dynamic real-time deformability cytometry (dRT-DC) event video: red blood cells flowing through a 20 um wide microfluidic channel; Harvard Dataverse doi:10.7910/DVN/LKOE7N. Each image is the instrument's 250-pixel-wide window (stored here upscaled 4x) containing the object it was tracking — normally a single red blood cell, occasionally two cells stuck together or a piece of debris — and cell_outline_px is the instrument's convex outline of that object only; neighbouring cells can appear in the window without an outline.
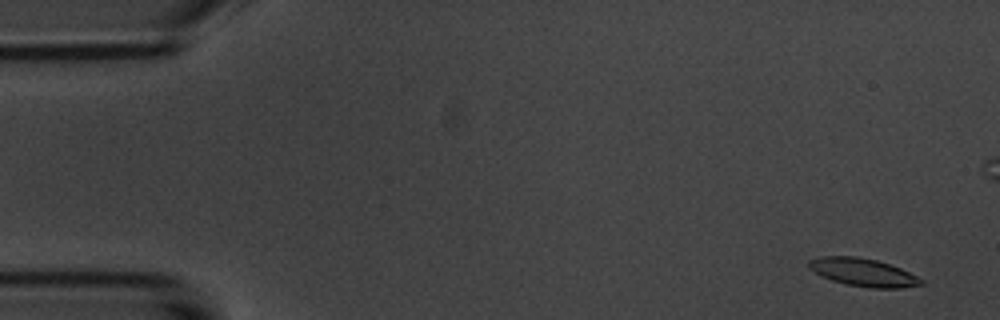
{"species": "common noctule bat (a hibernating species)", "species_latin": "Nyctalus noctula", "temperature_condition": "room temperature", "stored_images_in_passage": 56, "camera_frame_rate_fps": 3000, "um_per_image_px": 0.085, "animal": {"sex": "male", "body_mass_g": 20.1, "forearm_length_mm": 53.5}, "frame": {"image": 1, "passage_image": 3, "time_ms": 0.667, "image_size_px": [1000, 320], "cell_outline_px": [[924, 284], [900, 288], [872, 288], [848, 284], [832, 280], [820, 276], [808, 268], [808, 260], [820, 256], [856, 256], [876, 260], [900, 268], [924, 280]], "centroid_in_image_um": [73.33, 23.14], "position_along_channel_um": 11.7, "area_um2": 18.21}}
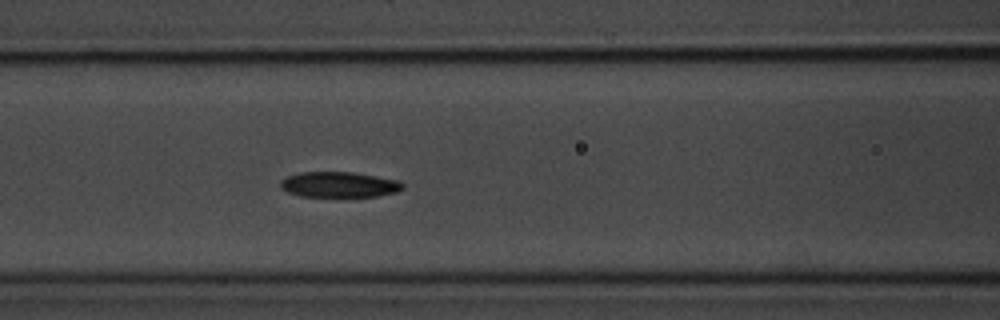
{"frame": {"image": 2, "passage_image": 23, "time_ms": 7.333, "image_size_px": [1000, 320], "cell_outline_px": [[404, 188], [396, 192], [376, 196], [300, 196], [288, 192], [280, 188], [280, 180], [288, 176], [300, 172], [352, 172], [400, 180], [404, 184]], "centroid_in_image_um": [28.83, 15.68], "position_along_channel_um": 137.8, "area_um2": 18.15}}
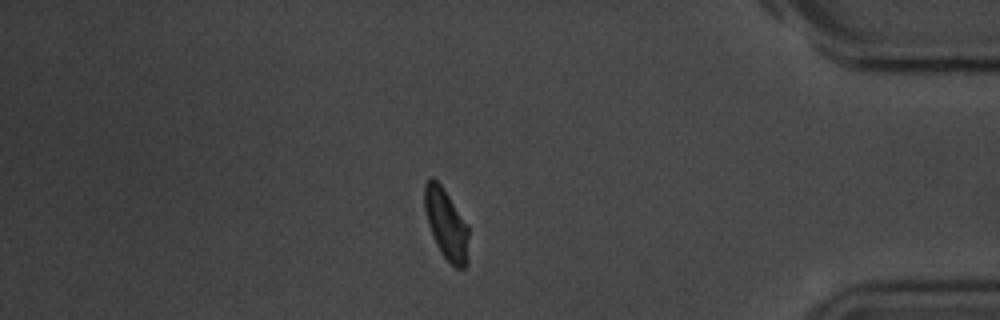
{"frame": {"image": 3, "passage_image": 47, "time_ms": 15.333, "image_size_px": [1000, 320], "cell_outline_px": [[468, 264], [464, 268], [456, 268], [444, 256], [436, 244], [428, 224], [424, 208], [424, 184], [432, 176], [440, 184], [468, 224]], "centroid_in_image_um": [37.93, 19.06], "position_along_channel_um": 397.3, "area_um2": 18.03}}